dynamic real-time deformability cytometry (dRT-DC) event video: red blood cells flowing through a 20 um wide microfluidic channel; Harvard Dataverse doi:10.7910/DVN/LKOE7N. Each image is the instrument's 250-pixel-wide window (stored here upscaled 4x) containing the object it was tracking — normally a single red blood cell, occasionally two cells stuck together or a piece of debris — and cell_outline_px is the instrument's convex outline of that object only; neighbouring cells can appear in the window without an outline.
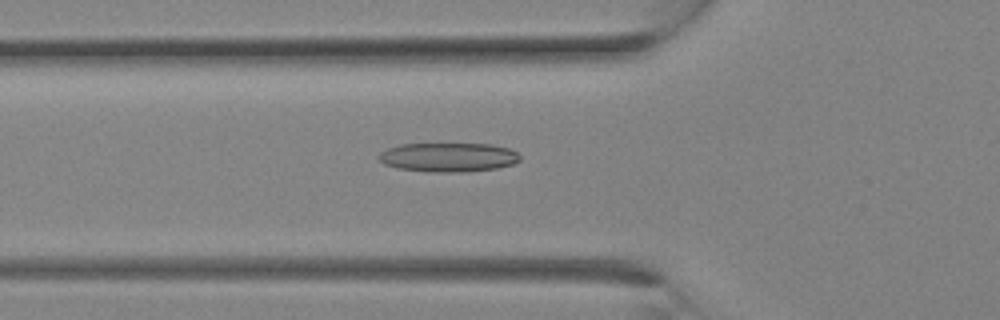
{"species": "Egyptian fruit bat (a non-hibernating species)", "species_latin": "Rousettus aegyptiacus", "temperature_condition": "room temperature", "stored_images_in_passage": 19, "camera_frame_rate_fps": 3000, "um_per_image_px": 0.085, "animal": {"sex": "female"}, "frame": {"image": 1, "passage_image": 10, "time_ms": 3.0, "image_size_px": [1000, 320], "cell_outline_px": [[520, 160], [512, 164], [496, 168], [468, 172], [428, 172], [396, 168], [384, 164], [376, 156], [380, 152], [388, 148], [400, 144], [492, 144], [508, 148], [516, 152], [520, 156]], "centroid_in_image_um": [38.08, 13.37], "position_along_channel_um": 87.7, "area_um2": 24.1}}
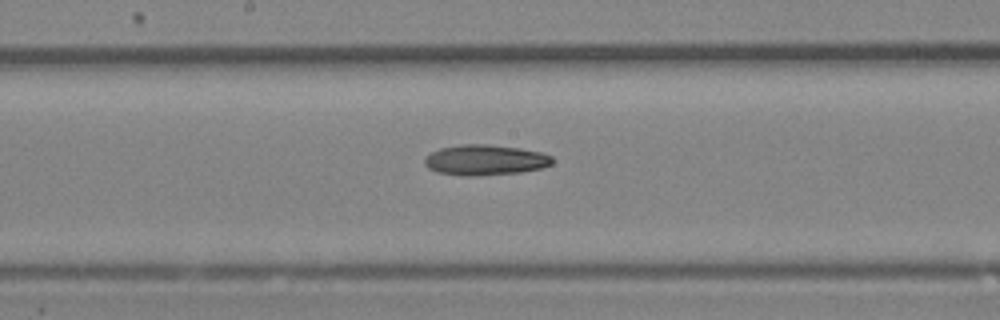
{"frame": {"image": 2, "passage_image": 15, "time_ms": 4.667, "image_size_px": [1000, 320], "cell_outline_px": [[552, 164], [540, 168], [520, 172], [476, 176], [460, 176], [436, 172], [428, 168], [424, 164], [424, 156], [440, 148], [460, 144], [488, 144], [520, 148], [540, 152], [552, 156]], "centroid_in_image_um": [41.19, 13.6], "position_along_channel_um": 207.0, "area_um2": 22.83}}
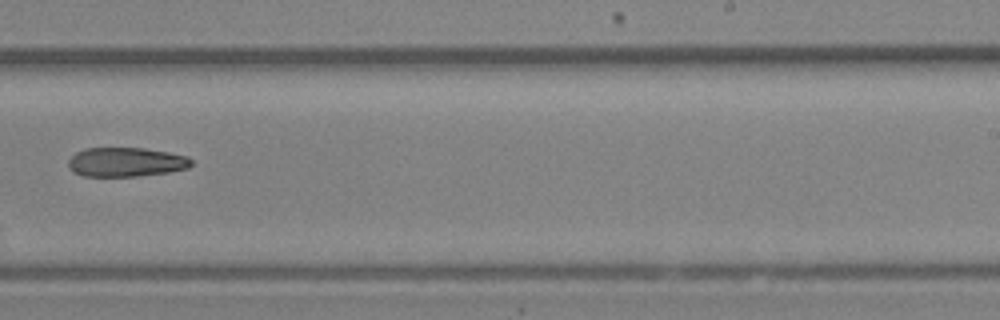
{"frame": {"image": 3, "passage_image": 18, "time_ms": 5.667, "image_size_px": [1000, 320], "cell_outline_px": [[192, 164], [188, 168], [168, 172], [136, 176], [84, 176], [72, 172], [68, 164], [68, 160], [76, 152], [84, 148], [144, 148], [168, 152], [188, 156], [192, 160]], "centroid_in_image_um": [10.7, 13.77], "position_along_channel_um": 278.3, "area_um2": 20.98}}